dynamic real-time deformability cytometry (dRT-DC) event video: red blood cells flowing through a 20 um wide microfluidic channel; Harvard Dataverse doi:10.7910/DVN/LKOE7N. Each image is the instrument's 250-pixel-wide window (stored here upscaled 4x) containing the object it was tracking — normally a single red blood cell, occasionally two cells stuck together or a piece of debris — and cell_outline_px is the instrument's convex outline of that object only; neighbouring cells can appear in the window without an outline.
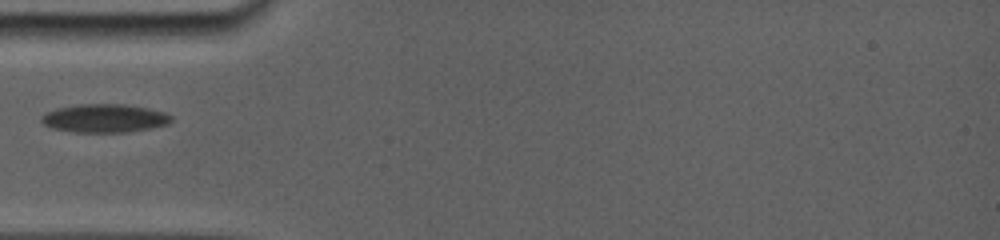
{"species": "common noctule bat (a hibernating species)", "species_latin": "Nyctalus noctula", "temperature_condition": "room temperature", "stored_images_in_passage": 14, "camera_frame_rate_fps": 5000, "um_per_image_px": 0.085, "animal": {"sex": "female", "body_mass_g": 19.0, "forearm_length_mm": 56.7}, "frame": {"image": 1, "passage_image": 1, "time_ms": 0.0, "image_size_px": [1000, 240], "cell_outline_px": [[172, 120], [164, 124], [144, 128], [120, 132], [80, 132], [56, 128], [44, 124], [40, 120], [40, 116], [56, 108], [76, 104], [124, 104], [164, 112], [172, 116]], "centroid_in_image_um": [8.82, 10.03], "position_along_channel_um": 76.2, "area_um2": 20.81}}